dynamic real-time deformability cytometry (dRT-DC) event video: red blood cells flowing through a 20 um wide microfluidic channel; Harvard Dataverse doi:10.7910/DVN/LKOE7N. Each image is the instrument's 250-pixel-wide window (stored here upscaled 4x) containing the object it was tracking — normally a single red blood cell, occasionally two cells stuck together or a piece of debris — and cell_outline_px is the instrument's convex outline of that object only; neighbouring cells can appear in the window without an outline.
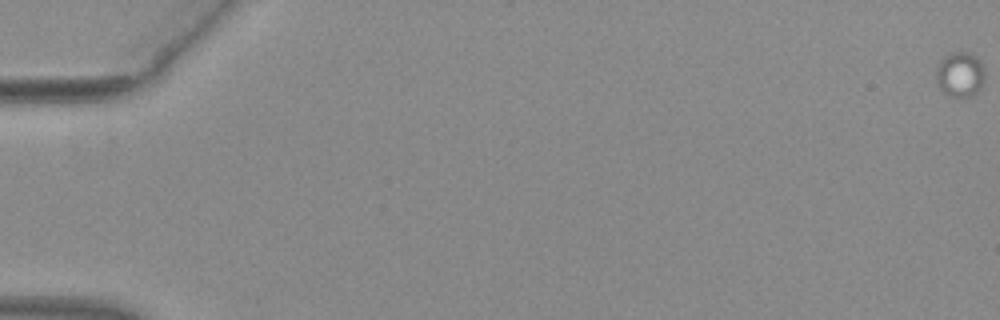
{"species": "common noctule bat (a hibernating species)", "species_latin": "Nyctalus noctula", "temperature_condition": "warm", "stored_images_in_passage": 19, "camera_frame_rate_fps": 3000, "um_per_image_px": 0.085, "animal": {"sex": "female", "body_mass_g": 29.2, "forearm_length_mm": 56.3}, "frame": {"image": 1, "passage_image": 1, "time_ms": 0.0, "image_size_px": [1000, 320], "cell_outline_px": [[984, 80], [980, 88], [972, 96], [956, 100], [944, 92], [936, 76], [936, 68], [940, 60], [944, 56], [952, 52], [968, 52], [976, 56], [980, 60], [984, 68]], "centroid_in_image_um": [81.62, 6.34], "position_along_channel_um": 3.4, "area_um2": 12.95}}